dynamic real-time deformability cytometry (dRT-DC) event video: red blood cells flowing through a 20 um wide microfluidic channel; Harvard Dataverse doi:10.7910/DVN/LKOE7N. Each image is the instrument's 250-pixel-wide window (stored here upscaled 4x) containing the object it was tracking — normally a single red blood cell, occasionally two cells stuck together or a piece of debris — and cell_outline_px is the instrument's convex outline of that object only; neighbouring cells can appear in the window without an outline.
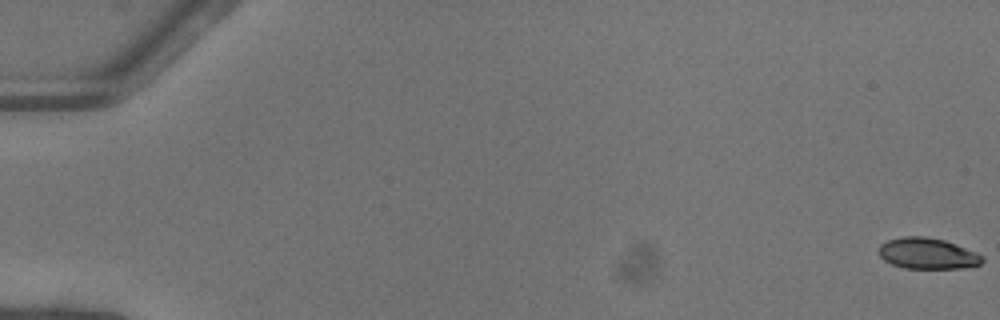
{"species": "common noctule bat (a hibernating species)", "species_latin": "Nyctalus noctula", "temperature_condition": "warm", "stored_images_in_passage": 52, "camera_frame_rate_fps": 3000, "um_per_image_px": 0.085, "animal": {"sex": "female"}, "frame": {"image": 1, "passage_image": 1, "time_ms": 0.0, "image_size_px": [1000, 320], "cell_outline_px": [[984, 260], [980, 264], [964, 268], [904, 268], [892, 264], [884, 260], [880, 256], [880, 244], [888, 240], [904, 236], [924, 236], [944, 240], [976, 252], [984, 256]], "centroid_in_image_um": [78.85, 21.55], "position_along_channel_um": 6.1, "area_um2": 18.61}}
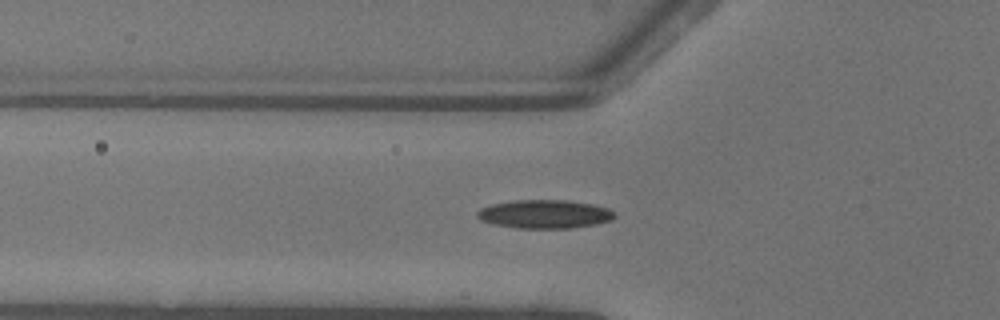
{"frame": {"image": 2, "passage_image": 20, "time_ms": 6.333, "image_size_px": [1000, 320], "cell_outline_px": [[616, 216], [612, 220], [596, 224], [572, 228], [516, 228], [492, 224], [480, 220], [476, 216], [476, 212], [480, 208], [492, 204], [512, 200], [564, 200], [592, 204], [608, 208], [616, 212]], "centroid_in_image_um": [46.28, 18.2], "position_along_channel_um": 79.5, "area_um2": 23.06}}
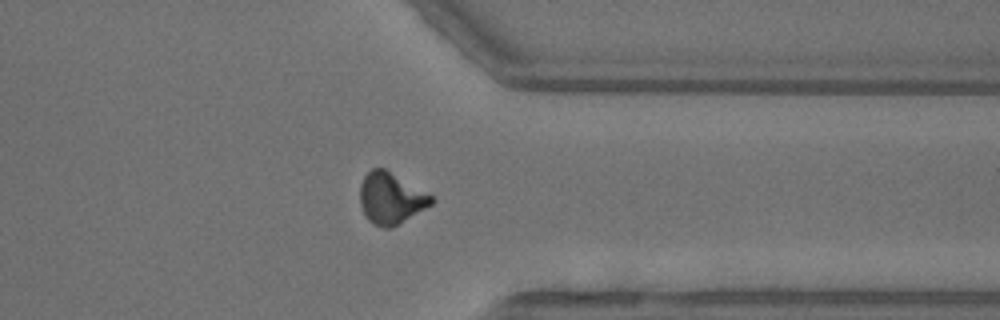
{"frame": {"image": 3, "passage_image": 42, "time_ms": 13.667, "image_size_px": [1000, 320], "cell_outline_px": [[436, 200], [432, 204], [392, 228], [384, 228], [372, 224], [368, 220], [360, 204], [360, 184], [364, 176], [372, 168], [384, 168], [432, 196]], "centroid_in_image_um": [33.2, 16.87], "position_along_channel_um": 378.2, "area_um2": 21.15}, "authors_computed_cell_mechanics": {"area_um2": 20.6635, "velocity_mm_per_s": 4.1063, "shape_relaxation_time_tau1_ms": 5.0488, "shape_relaxation_time_tau2_ms": 2.6461, "deformation_change_tau1": 0.1633, "deformation_change_tau2": 0.0947}}